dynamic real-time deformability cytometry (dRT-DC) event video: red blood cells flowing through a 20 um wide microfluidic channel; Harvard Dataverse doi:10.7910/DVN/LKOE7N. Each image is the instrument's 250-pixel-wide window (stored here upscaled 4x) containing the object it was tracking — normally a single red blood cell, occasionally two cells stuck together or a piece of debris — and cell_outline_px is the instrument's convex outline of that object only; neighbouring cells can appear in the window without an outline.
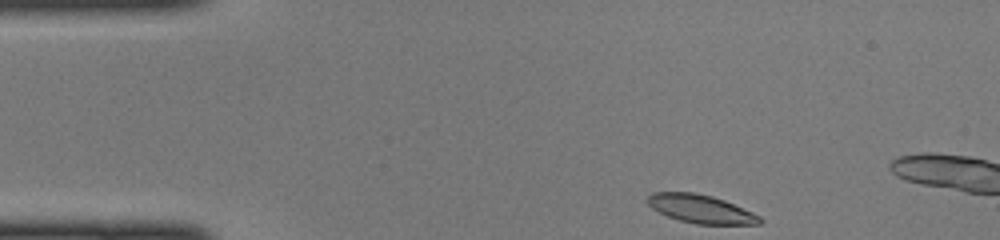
{"species": "common noctule bat (a hibernating species)", "species_latin": "Nyctalus noctula", "temperature_condition": "cold", "stored_images_in_passage": 7, "camera_frame_rate_fps": 3000, "um_per_image_px": 0.085, "animal": {"sex": "female", "body_mass_g": 22.0, "forearm_length_mm": 56.7}, "frame": {"image": 1, "passage_image": 1, "time_ms": 0.0, "image_size_px": [1000, 240], "cell_outline_px": [[764, 220], [760, 224], [696, 224], [680, 220], [668, 216], [652, 208], [648, 204], [648, 196], [652, 192], [692, 192], [712, 196], [724, 200], [752, 212], [760, 216]], "centroid_in_image_um": [59.58, 17.76], "position_along_channel_um": 25.4, "area_um2": 18.38}}